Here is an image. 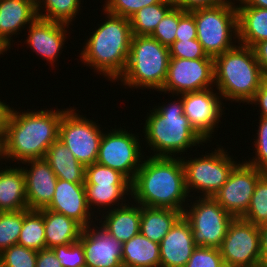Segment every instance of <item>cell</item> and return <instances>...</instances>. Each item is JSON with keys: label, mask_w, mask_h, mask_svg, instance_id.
<instances>
[{"label": "cell", "mask_w": 267, "mask_h": 267, "mask_svg": "<svg viewBox=\"0 0 267 267\" xmlns=\"http://www.w3.org/2000/svg\"><path fill=\"white\" fill-rule=\"evenodd\" d=\"M84 184H131V181L117 170L93 163L86 166Z\"/></svg>", "instance_id": "obj_36"}, {"label": "cell", "mask_w": 267, "mask_h": 267, "mask_svg": "<svg viewBox=\"0 0 267 267\" xmlns=\"http://www.w3.org/2000/svg\"><path fill=\"white\" fill-rule=\"evenodd\" d=\"M37 253L21 245H12L0 254L1 267H36Z\"/></svg>", "instance_id": "obj_35"}, {"label": "cell", "mask_w": 267, "mask_h": 267, "mask_svg": "<svg viewBox=\"0 0 267 267\" xmlns=\"http://www.w3.org/2000/svg\"><path fill=\"white\" fill-rule=\"evenodd\" d=\"M44 216L46 249L79 241L83 227L73 219L49 209L39 210Z\"/></svg>", "instance_id": "obj_25"}, {"label": "cell", "mask_w": 267, "mask_h": 267, "mask_svg": "<svg viewBox=\"0 0 267 267\" xmlns=\"http://www.w3.org/2000/svg\"><path fill=\"white\" fill-rule=\"evenodd\" d=\"M67 28L69 24L37 18L27 27V48H31L37 56L40 55L54 67L53 63L58 61L69 35Z\"/></svg>", "instance_id": "obj_17"}, {"label": "cell", "mask_w": 267, "mask_h": 267, "mask_svg": "<svg viewBox=\"0 0 267 267\" xmlns=\"http://www.w3.org/2000/svg\"><path fill=\"white\" fill-rule=\"evenodd\" d=\"M194 199L190 198L183 216L191 225L195 245L219 249L234 217L213 197L196 196Z\"/></svg>", "instance_id": "obj_9"}, {"label": "cell", "mask_w": 267, "mask_h": 267, "mask_svg": "<svg viewBox=\"0 0 267 267\" xmlns=\"http://www.w3.org/2000/svg\"><path fill=\"white\" fill-rule=\"evenodd\" d=\"M146 157L131 182L132 201L141 206L183 213L190 200L188 197L193 200L195 193L187 192L181 157Z\"/></svg>", "instance_id": "obj_2"}, {"label": "cell", "mask_w": 267, "mask_h": 267, "mask_svg": "<svg viewBox=\"0 0 267 267\" xmlns=\"http://www.w3.org/2000/svg\"><path fill=\"white\" fill-rule=\"evenodd\" d=\"M256 60L261 66L262 72L264 75L267 74V40H263L259 43H257L253 47Z\"/></svg>", "instance_id": "obj_47"}, {"label": "cell", "mask_w": 267, "mask_h": 267, "mask_svg": "<svg viewBox=\"0 0 267 267\" xmlns=\"http://www.w3.org/2000/svg\"><path fill=\"white\" fill-rule=\"evenodd\" d=\"M10 106L6 102H2L0 99V142L3 138L4 131H5V123H6V118L9 112Z\"/></svg>", "instance_id": "obj_49"}, {"label": "cell", "mask_w": 267, "mask_h": 267, "mask_svg": "<svg viewBox=\"0 0 267 267\" xmlns=\"http://www.w3.org/2000/svg\"><path fill=\"white\" fill-rule=\"evenodd\" d=\"M265 81L253 48L237 44L214 58V85L225 101L246 104Z\"/></svg>", "instance_id": "obj_5"}, {"label": "cell", "mask_w": 267, "mask_h": 267, "mask_svg": "<svg viewBox=\"0 0 267 267\" xmlns=\"http://www.w3.org/2000/svg\"><path fill=\"white\" fill-rule=\"evenodd\" d=\"M162 0H105L103 10L116 16L130 18L143 7L160 3Z\"/></svg>", "instance_id": "obj_38"}, {"label": "cell", "mask_w": 267, "mask_h": 267, "mask_svg": "<svg viewBox=\"0 0 267 267\" xmlns=\"http://www.w3.org/2000/svg\"><path fill=\"white\" fill-rule=\"evenodd\" d=\"M178 26L179 7L174 6L159 22L150 36L169 48L175 42Z\"/></svg>", "instance_id": "obj_37"}, {"label": "cell", "mask_w": 267, "mask_h": 267, "mask_svg": "<svg viewBox=\"0 0 267 267\" xmlns=\"http://www.w3.org/2000/svg\"><path fill=\"white\" fill-rule=\"evenodd\" d=\"M175 6L173 0H162L160 3L143 7L130 18L133 35H151L159 22Z\"/></svg>", "instance_id": "obj_30"}, {"label": "cell", "mask_w": 267, "mask_h": 267, "mask_svg": "<svg viewBox=\"0 0 267 267\" xmlns=\"http://www.w3.org/2000/svg\"><path fill=\"white\" fill-rule=\"evenodd\" d=\"M84 187L86 201L93 214L96 212L94 210L96 207H98L97 213L100 209V213L98 214L101 215V212L103 213L105 210L109 211L113 210L117 206H123L129 201L125 195H127V197L131 195V184H84Z\"/></svg>", "instance_id": "obj_27"}, {"label": "cell", "mask_w": 267, "mask_h": 267, "mask_svg": "<svg viewBox=\"0 0 267 267\" xmlns=\"http://www.w3.org/2000/svg\"><path fill=\"white\" fill-rule=\"evenodd\" d=\"M102 12L106 18L87 36L79 58L84 67H92L113 83L125 71L133 34L128 18Z\"/></svg>", "instance_id": "obj_3"}, {"label": "cell", "mask_w": 267, "mask_h": 267, "mask_svg": "<svg viewBox=\"0 0 267 267\" xmlns=\"http://www.w3.org/2000/svg\"><path fill=\"white\" fill-rule=\"evenodd\" d=\"M68 109L19 112L10 107L0 142L1 159L19 164L44 158L47 149L58 139L60 121Z\"/></svg>", "instance_id": "obj_1"}, {"label": "cell", "mask_w": 267, "mask_h": 267, "mask_svg": "<svg viewBox=\"0 0 267 267\" xmlns=\"http://www.w3.org/2000/svg\"><path fill=\"white\" fill-rule=\"evenodd\" d=\"M261 267H267V223L259 226Z\"/></svg>", "instance_id": "obj_48"}, {"label": "cell", "mask_w": 267, "mask_h": 267, "mask_svg": "<svg viewBox=\"0 0 267 267\" xmlns=\"http://www.w3.org/2000/svg\"><path fill=\"white\" fill-rule=\"evenodd\" d=\"M44 159L58 179L72 183H85L86 167L75 158L60 139L50 145Z\"/></svg>", "instance_id": "obj_26"}, {"label": "cell", "mask_w": 267, "mask_h": 267, "mask_svg": "<svg viewBox=\"0 0 267 267\" xmlns=\"http://www.w3.org/2000/svg\"><path fill=\"white\" fill-rule=\"evenodd\" d=\"M185 267H226L218 248L197 246Z\"/></svg>", "instance_id": "obj_41"}, {"label": "cell", "mask_w": 267, "mask_h": 267, "mask_svg": "<svg viewBox=\"0 0 267 267\" xmlns=\"http://www.w3.org/2000/svg\"><path fill=\"white\" fill-rule=\"evenodd\" d=\"M242 219L257 226L267 223V173L259 178L249 207Z\"/></svg>", "instance_id": "obj_33"}, {"label": "cell", "mask_w": 267, "mask_h": 267, "mask_svg": "<svg viewBox=\"0 0 267 267\" xmlns=\"http://www.w3.org/2000/svg\"><path fill=\"white\" fill-rule=\"evenodd\" d=\"M20 165L0 167V212L28 209L25 175Z\"/></svg>", "instance_id": "obj_23"}, {"label": "cell", "mask_w": 267, "mask_h": 267, "mask_svg": "<svg viewBox=\"0 0 267 267\" xmlns=\"http://www.w3.org/2000/svg\"><path fill=\"white\" fill-rule=\"evenodd\" d=\"M0 161H2V160H1V146H0Z\"/></svg>", "instance_id": "obj_53"}, {"label": "cell", "mask_w": 267, "mask_h": 267, "mask_svg": "<svg viewBox=\"0 0 267 267\" xmlns=\"http://www.w3.org/2000/svg\"><path fill=\"white\" fill-rule=\"evenodd\" d=\"M169 48L150 35H133L124 73L116 81L134 89L160 91L166 81Z\"/></svg>", "instance_id": "obj_6"}, {"label": "cell", "mask_w": 267, "mask_h": 267, "mask_svg": "<svg viewBox=\"0 0 267 267\" xmlns=\"http://www.w3.org/2000/svg\"><path fill=\"white\" fill-rule=\"evenodd\" d=\"M238 44L253 48L267 40V8H257L246 4L236 5Z\"/></svg>", "instance_id": "obj_24"}, {"label": "cell", "mask_w": 267, "mask_h": 267, "mask_svg": "<svg viewBox=\"0 0 267 267\" xmlns=\"http://www.w3.org/2000/svg\"><path fill=\"white\" fill-rule=\"evenodd\" d=\"M129 200L131 203L128 201L123 206L105 211L101 214V219H97L99 226L122 244L140 232L141 205L131 198Z\"/></svg>", "instance_id": "obj_22"}, {"label": "cell", "mask_w": 267, "mask_h": 267, "mask_svg": "<svg viewBox=\"0 0 267 267\" xmlns=\"http://www.w3.org/2000/svg\"><path fill=\"white\" fill-rule=\"evenodd\" d=\"M76 110L70 107L63 114L58 139L86 167L96 163L103 131L100 124L97 125L98 123L80 115Z\"/></svg>", "instance_id": "obj_11"}, {"label": "cell", "mask_w": 267, "mask_h": 267, "mask_svg": "<svg viewBox=\"0 0 267 267\" xmlns=\"http://www.w3.org/2000/svg\"><path fill=\"white\" fill-rule=\"evenodd\" d=\"M109 131L102 134L96 163L121 172L132 182L145 157L141 138L116 125Z\"/></svg>", "instance_id": "obj_10"}, {"label": "cell", "mask_w": 267, "mask_h": 267, "mask_svg": "<svg viewBox=\"0 0 267 267\" xmlns=\"http://www.w3.org/2000/svg\"><path fill=\"white\" fill-rule=\"evenodd\" d=\"M196 247L191 225L182 215L159 244L160 267H185Z\"/></svg>", "instance_id": "obj_20"}, {"label": "cell", "mask_w": 267, "mask_h": 267, "mask_svg": "<svg viewBox=\"0 0 267 267\" xmlns=\"http://www.w3.org/2000/svg\"><path fill=\"white\" fill-rule=\"evenodd\" d=\"M219 250L226 267H261L259 226L234 218Z\"/></svg>", "instance_id": "obj_12"}, {"label": "cell", "mask_w": 267, "mask_h": 267, "mask_svg": "<svg viewBox=\"0 0 267 267\" xmlns=\"http://www.w3.org/2000/svg\"><path fill=\"white\" fill-rule=\"evenodd\" d=\"M197 39L196 23L190 11L179 8V26L176 31L175 40Z\"/></svg>", "instance_id": "obj_43"}, {"label": "cell", "mask_w": 267, "mask_h": 267, "mask_svg": "<svg viewBox=\"0 0 267 267\" xmlns=\"http://www.w3.org/2000/svg\"><path fill=\"white\" fill-rule=\"evenodd\" d=\"M214 87V58H170L166 81L160 92L178 96ZM168 91V92H167Z\"/></svg>", "instance_id": "obj_13"}, {"label": "cell", "mask_w": 267, "mask_h": 267, "mask_svg": "<svg viewBox=\"0 0 267 267\" xmlns=\"http://www.w3.org/2000/svg\"><path fill=\"white\" fill-rule=\"evenodd\" d=\"M264 174L247 162H239L227 181L213 196L219 205L234 218H242L247 211L259 178Z\"/></svg>", "instance_id": "obj_14"}, {"label": "cell", "mask_w": 267, "mask_h": 267, "mask_svg": "<svg viewBox=\"0 0 267 267\" xmlns=\"http://www.w3.org/2000/svg\"><path fill=\"white\" fill-rule=\"evenodd\" d=\"M7 48L1 43V41H0V55L2 54V55H4L3 53L5 52V53H7Z\"/></svg>", "instance_id": "obj_51"}, {"label": "cell", "mask_w": 267, "mask_h": 267, "mask_svg": "<svg viewBox=\"0 0 267 267\" xmlns=\"http://www.w3.org/2000/svg\"><path fill=\"white\" fill-rule=\"evenodd\" d=\"M37 18L36 6L30 2L24 0H0L1 43L10 50L11 40L13 42L12 36L20 34L22 29H26V26H29Z\"/></svg>", "instance_id": "obj_21"}, {"label": "cell", "mask_w": 267, "mask_h": 267, "mask_svg": "<svg viewBox=\"0 0 267 267\" xmlns=\"http://www.w3.org/2000/svg\"><path fill=\"white\" fill-rule=\"evenodd\" d=\"M18 245L35 251L46 249L44 216L39 210H23V226Z\"/></svg>", "instance_id": "obj_31"}, {"label": "cell", "mask_w": 267, "mask_h": 267, "mask_svg": "<svg viewBox=\"0 0 267 267\" xmlns=\"http://www.w3.org/2000/svg\"><path fill=\"white\" fill-rule=\"evenodd\" d=\"M170 58L198 59L212 58L207 56L197 39L175 40L169 47Z\"/></svg>", "instance_id": "obj_42"}, {"label": "cell", "mask_w": 267, "mask_h": 267, "mask_svg": "<svg viewBox=\"0 0 267 267\" xmlns=\"http://www.w3.org/2000/svg\"><path fill=\"white\" fill-rule=\"evenodd\" d=\"M231 0H173L176 7L184 11H191L197 8L213 7L230 2Z\"/></svg>", "instance_id": "obj_44"}, {"label": "cell", "mask_w": 267, "mask_h": 267, "mask_svg": "<svg viewBox=\"0 0 267 267\" xmlns=\"http://www.w3.org/2000/svg\"><path fill=\"white\" fill-rule=\"evenodd\" d=\"M190 12L196 23L197 40L207 56L215 58L236 46L238 26L235 0Z\"/></svg>", "instance_id": "obj_7"}, {"label": "cell", "mask_w": 267, "mask_h": 267, "mask_svg": "<svg viewBox=\"0 0 267 267\" xmlns=\"http://www.w3.org/2000/svg\"><path fill=\"white\" fill-rule=\"evenodd\" d=\"M160 267L159 243L149 240L140 232L123 243L122 267Z\"/></svg>", "instance_id": "obj_29"}, {"label": "cell", "mask_w": 267, "mask_h": 267, "mask_svg": "<svg viewBox=\"0 0 267 267\" xmlns=\"http://www.w3.org/2000/svg\"><path fill=\"white\" fill-rule=\"evenodd\" d=\"M79 242L83 246L86 267H122L123 244L101 226L92 224L84 228Z\"/></svg>", "instance_id": "obj_16"}, {"label": "cell", "mask_w": 267, "mask_h": 267, "mask_svg": "<svg viewBox=\"0 0 267 267\" xmlns=\"http://www.w3.org/2000/svg\"><path fill=\"white\" fill-rule=\"evenodd\" d=\"M251 105H258L260 116L267 119V82L264 81L260 88L256 91L254 97L247 103Z\"/></svg>", "instance_id": "obj_45"}, {"label": "cell", "mask_w": 267, "mask_h": 267, "mask_svg": "<svg viewBox=\"0 0 267 267\" xmlns=\"http://www.w3.org/2000/svg\"><path fill=\"white\" fill-rule=\"evenodd\" d=\"M23 164L26 165V167H22V170L25 175L28 209L46 208L53 199L57 176L44 158L27 160Z\"/></svg>", "instance_id": "obj_19"}, {"label": "cell", "mask_w": 267, "mask_h": 267, "mask_svg": "<svg viewBox=\"0 0 267 267\" xmlns=\"http://www.w3.org/2000/svg\"><path fill=\"white\" fill-rule=\"evenodd\" d=\"M45 209L64 214L83 228L91 226L98 218L97 215L93 218L94 214L88 207L84 183H72L61 179L57 180L53 199Z\"/></svg>", "instance_id": "obj_18"}, {"label": "cell", "mask_w": 267, "mask_h": 267, "mask_svg": "<svg viewBox=\"0 0 267 267\" xmlns=\"http://www.w3.org/2000/svg\"><path fill=\"white\" fill-rule=\"evenodd\" d=\"M258 124L257 136L253 139L255 140V156L252 159H248L249 161L245 159V162L267 173V119L259 117Z\"/></svg>", "instance_id": "obj_39"}, {"label": "cell", "mask_w": 267, "mask_h": 267, "mask_svg": "<svg viewBox=\"0 0 267 267\" xmlns=\"http://www.w3.org/2000/svg\"><path fill=\"white\" fill-rule=\"evenodd\" d=\"M182 215L181 211L169 208L141 206L140 233L149 240L160 244Z\"/></svg>", "instance_id": "obj_28"}, {"label": "cell", "mask_w": 267, "mask_h": 267, "mask_svg": "<svg viewBox=\"0 0 267 267\" xmlns=\"http://www.w3.org/2000/svg\"><path fill=\"white\" fill-rule=\"evenodd\" d=\"M215 92L214 89L209 88L180 95L182 97L184 115L207 142H211L212 140L210 139L214 138L212 134L218 128L219 122L221 123L220 117L222 118V115L225 114L223 113L225 106L221 101L222 98L217 91Z\"/></svg>", "instance_id": "obj_15"}, {"label": "cell", "mask_w": 267, "mask_h": 267, "mask_svg": "<svg viewBox=\"0 0 267 267\" xmlns=\"http://www.w3.org/2000/svg\"><path fill=\"white\" fill-rule=\"evenodd\" d=\"M23 226V210L0 212V254L18 244Z\"/></svg>", "instance_id": "obj_34"}, {"label": "cell", "mask_w": 267, "mask_h": 267, "mask_svg": "<svg viewBox=\"0 0 267 267\" xmlns=\"http://www.w3.org/2000/svg\"><path fill=\"white\" fill-rule=\"evenodd\" d=\"M177 101L152 108L145 118L143 128L147 147L153 157H176L186 150L207 142L184 115L182 97ZM193 146V147H192ZM180 153V154H179Z\"/></svg>", "instance_id": "obj_4"}, {"label": "cell", "mask_w": 267, "mask_h": 267, "mask_svg": "<svg viewBox=\"0 0 267 267\" xmlns=\"http://www.w3.org/2000/svg\"><path fill=\"white\" fill-rule=\"evenodd\" d=\"M240 1L239 4H246L257 8H267V0H235Z\"/></svg>", "instance_id": "obj_50"}, {"label": "cell", "mask_w": 267, "mask_h": 267, "mask_svg": "<svg viewBox=\"0 0 267 267\" xmlns=\"http://www.w3.org/2000/svg\"><path fill=\"white\" fill-rule=\"evenodd\" d=\"M24 1L30 2V3L34 4L37 7V5H38L40 0H24Z\"/></svg>", "instance_id": "obj_52"}, {"label": "cell", "mask_w": 267, "mask_h": 267, "mask_svg": "<svg viewBox=\"0 0 267 267\" xmlns=\"http://www.w3.org/2000/svg\"><path fill=\"white\" fill-rule=\"evenodd\" d=\"M227 151L222 146L207 153L208 155L188 158L190 160L181 156L188 194L197 191V195L202 194L199 197H213L220 190L240 162L233 159Z\"/></svg>", "instance_id": "obj_8"}, {"label": "cell", "mask_w": 267, "mask_h": 267, "mask_svg": "<svg viewBox=\"0 0 267 267\" xmlns=\"http://www.w3.org/2000/svg\"><path fill=\"white\" fill-rule=\"evenodd\" d=\"M36 267H62L52 249L39 250Z\"/></svg>", "instance_id": "obj_46"}, {"label": "cell", "mask_w": 267, "mask_h": 267, "mask_svg": "<svg viewBox=\"0 0 267 267\" xmlns=\"http://www.w3.org/2000/svg\"><path fill=\"white\" fill-rule=\"evenodd\" d=\"M62 267H86L82 244L78 241L72 244L52 248Z\"/></svg>", "instance_id": "obj_40"}, {"label": "cell", "mask_w": 267, "mask_h": 267, "mask_svg": "<svg viewBox=\"0 0 267 267\" xmlns=\"http://www.w3.org/2000/svg\"><path fill=\"white\" fill-rule=\"evenodd\" d=\"M80 5L81 0H40L36 10L38 18L70 25L79 14Z\"/></svg>", "instance_id": "obj_32"}]
</instances>
